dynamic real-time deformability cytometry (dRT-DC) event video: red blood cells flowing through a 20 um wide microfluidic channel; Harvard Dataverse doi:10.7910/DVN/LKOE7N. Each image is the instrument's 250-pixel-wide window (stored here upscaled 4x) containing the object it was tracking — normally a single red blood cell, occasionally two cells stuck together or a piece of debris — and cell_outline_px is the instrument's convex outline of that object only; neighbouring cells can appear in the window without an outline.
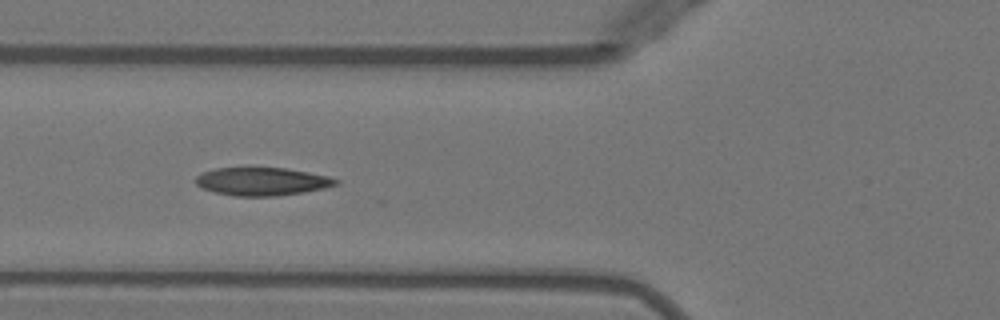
{"species": "Egyptian fruit bat (a non-hibernating species)", "species_latin": "Rousettus aegyptiacus", "temperature_condition": "warm", "stored_images_in_passage": 33, "camera_frame_rate_fps": 3000, "um_per_image_px": 0.085, "animal": {"sex": "female"}, "frame": {"image": 1, "passage_image": 5, "time_ms": 1.333, "image_size_px": [1000, 320], "cell_outline_px": [[340, 184], [324, 188], [304, 192], [276, 196], [236, 196], [216, 192], [200, 188], [196, 184], [196, 176], [204, 172], [216, 168], [248, 164], [284, 168], [308, 172], [328, 176], [340, 180]], "centroid_in_image_um": [22.25, 15.38], "position_along_channel_um": 103.5, "area_um2": 23.81}}
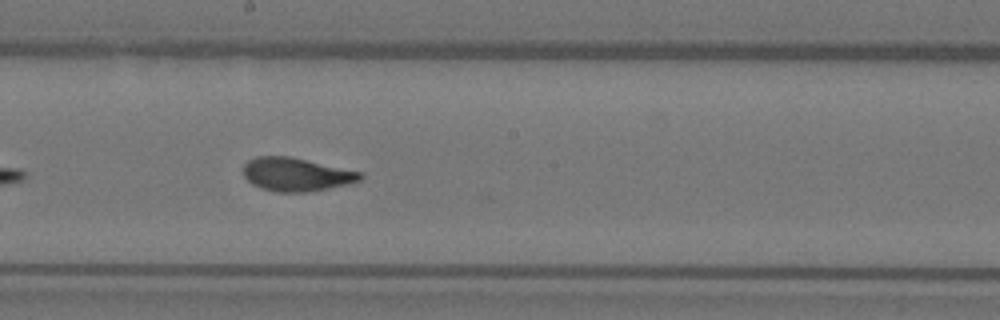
{"frame": {"image": 2, "passage_image": 14, "time_ms": 4.333, "image_size_px": [1000, 320], "cell_outline_px": [[364, 176], [360, 180], [352, 184], [308, 192], [276, 192], [260, 188], [252, 184], [244, 176], [244, 164], [248, 160], [256, 156], [288, 156], [364, 172]], "centroid_in_image_um": [25.22, 14.83], "position_along_channel_um": 223.0, "area_um2": 23.0}}
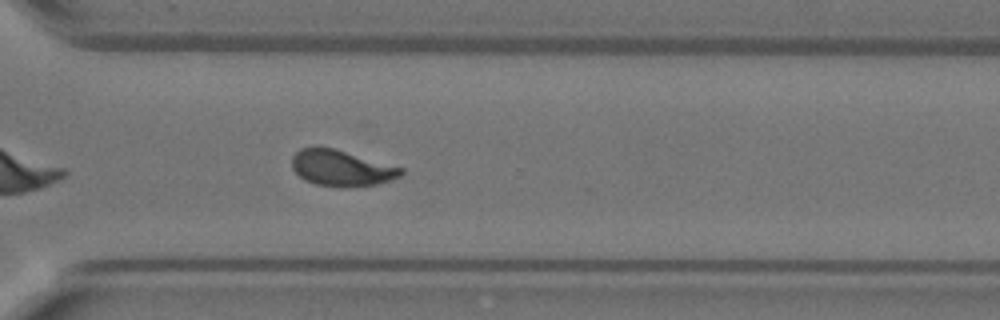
{"frame": {"image": 3, "passage_image": 23, "time_ms": 7.333, "image_size_px": [1000, 320], "cell_outline_px": [[404, 172], [400, 176], [376, 184], [344, 188], [316, 184], [304, 180], [292, 168], [292, 156], [300, 148], [332, 148], [404, 168]], "centroid_in_image_um": [29.01, 14.3], "position_along_channel_um": 341.6, "area_um2": 22.54}, "authors_computed_cell_mechanics": {"area_um2": 23.0622, "velocity_mm_per_s": 3.9644, "shape_relaxation_time_tau1_ms": 4.297, "shape_relaxation_time_tau2_ms": 0.7999, "deformation_change_tau1": 0.1642, "deformation_change_tau2": 0.0652}}